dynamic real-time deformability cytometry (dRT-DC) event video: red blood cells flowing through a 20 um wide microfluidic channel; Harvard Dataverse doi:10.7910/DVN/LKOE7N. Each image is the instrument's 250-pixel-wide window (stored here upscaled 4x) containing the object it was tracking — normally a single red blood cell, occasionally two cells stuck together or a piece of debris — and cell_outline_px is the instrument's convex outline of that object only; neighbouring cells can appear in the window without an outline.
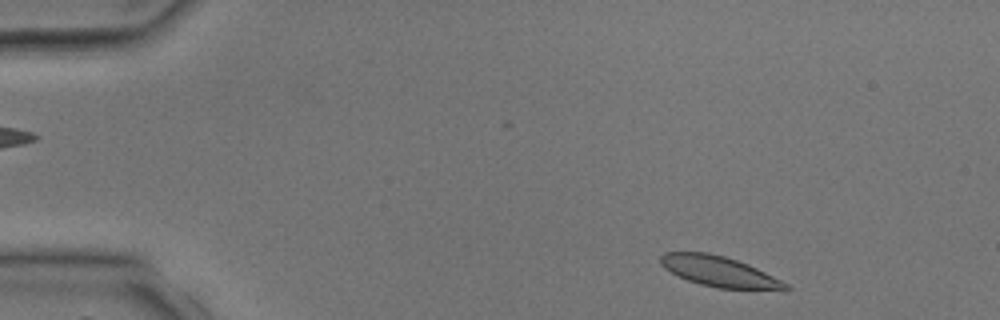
{"species": "common noctule bat (a hibernating species)", "species_latin": "Nyctalus noctula", "temperature_condition": "room temperature", "stored_images_in_passage": 4, "segment_of_instrument_passage": [2, 2], "camera_frame_rate_fps": 3000, "um_per_image_px": 0.085, "animal": {"sex": "male", "body_mass_g": 17.9, "forearm_length_mm": 54.2}, "frame": {"image": 1, "passage_image": 4, "time_ms": 4.0, "image_size_px": [1000, 320], "cell_outline_px": [[792, 288], [716, 288], [700, 284], [688, 280], [664, 268], [660, 264], [660, 256], [664, 252], [708, 252], [724, 256], [748, 264], [788, 284]], "centroid_in_image_um": [61.03, 23.04], "position_along_channel_um": 24.0, "area_um2": 21.5}}